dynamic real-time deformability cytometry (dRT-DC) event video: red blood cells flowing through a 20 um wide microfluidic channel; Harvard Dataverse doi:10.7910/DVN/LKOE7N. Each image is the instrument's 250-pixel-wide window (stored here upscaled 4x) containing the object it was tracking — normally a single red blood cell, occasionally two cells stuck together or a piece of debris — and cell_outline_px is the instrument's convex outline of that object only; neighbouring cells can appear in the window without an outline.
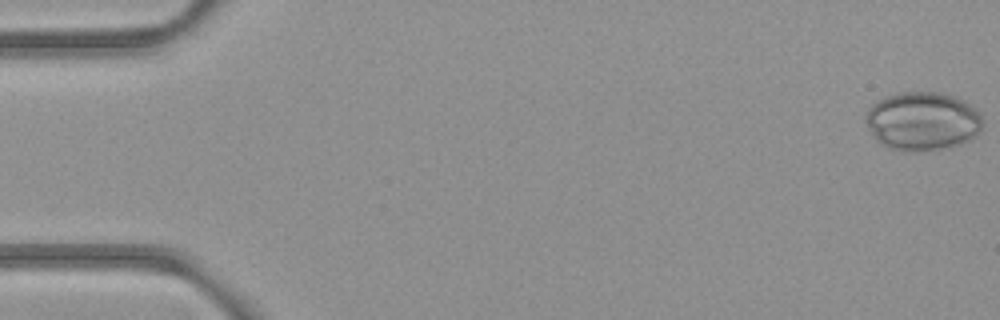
{"species": "common noctule bat (a hibernating species)", "species_latin": "Nyctalus noctula", "temperature_condition": "room temperature", "stored_images_in_passage": 6, "camera_frame_rate_fps": 3000, "um_per_image_px": 0.085, "animal": {"sex": "female", "body_mass_g": 21.9}, "frame": {"image": 1, "passage_image": 1, "time_ms": 0.0, "image_size_px": [1000, 320], "cell_outline_px": [[984, 124], [980, 132], [972, 140], [948, 148], [912, 152], [900, 152], [888, 148], [880, 144], [876, 140], [868, 128], [864, 120], [864, 116], [868, 108], [876, 100], [884, 96], [900, 92], [940, 92], [956, 96], [964, 100], [976, 108], [980, 112], [984, 120]], "centroid_in_image_um": [78.43, 10.31], "position_along_channel_um": 6.6, "area_um2": 41.15}}
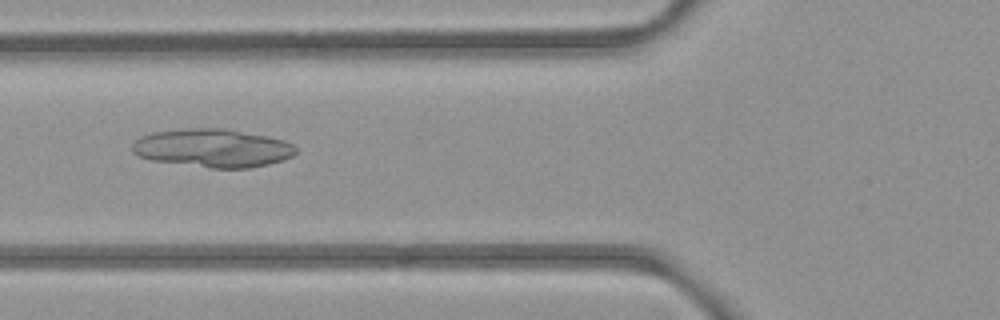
{"frame": {"image": 2, "passage_image": 6, "time_ms": 6.667, "image_size_px": [1000, 320], "cell_outline_px": [[296, 152], [292, 156], [284, 160], [268, 164], [248, 168], [212, 168], [152, 160], [140, 156], [132, 152], [132, 144], [140, 136], [152, 132], [188, 128], [224, 128], [268, 136], [284, 140], [292, 144], [296, 148]], "centroid_in_image_um": [18.09, 12.58], "position_along_channel_um": 107.7, "area_um2": 36.53}}